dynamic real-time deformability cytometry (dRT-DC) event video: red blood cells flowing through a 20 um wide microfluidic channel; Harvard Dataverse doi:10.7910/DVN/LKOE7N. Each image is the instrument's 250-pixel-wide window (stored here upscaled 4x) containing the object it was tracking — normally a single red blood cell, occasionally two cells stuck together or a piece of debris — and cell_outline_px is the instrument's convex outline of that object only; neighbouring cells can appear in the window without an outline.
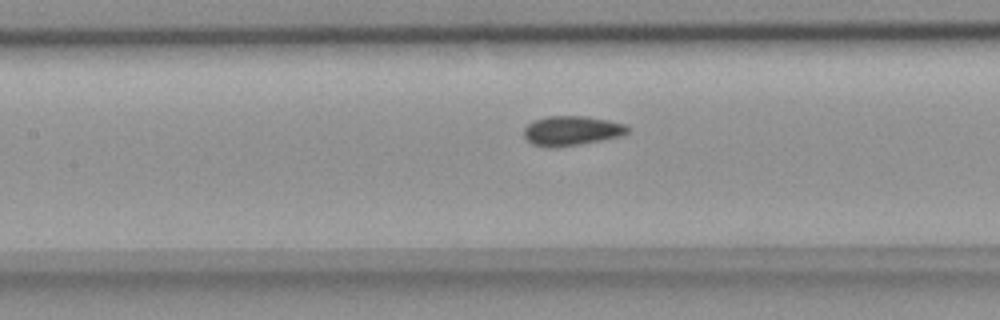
{"species": "common noctule bat (a hibernating species)", "species_latin": "Nyctalus noctula", "temperature_condition": "room temperature", "stored_images_in_passage": 34, "camera_frame_rate_fps": 3000, "um_per_image_px": 0.085, "animal": {"sex": "female", "body_mass_g": 18.4}, "frame": {"image": 1, "passage_image": 15, "time_ms": 4.667, "image_size_px": [1000, 320], "cell_outline_px": [[632, 128], [624, 136], [580, 144], [552, 148], [544, 148], [532, 144], [524, 136], [524, 128], [532, 120], [544, 116], [584, 116], [608, 120], [628, 124]], "centroid_in_image_um": [48.62, 11.11], "position_along_channel_um": 158.8, "area_um2": 18.32}}
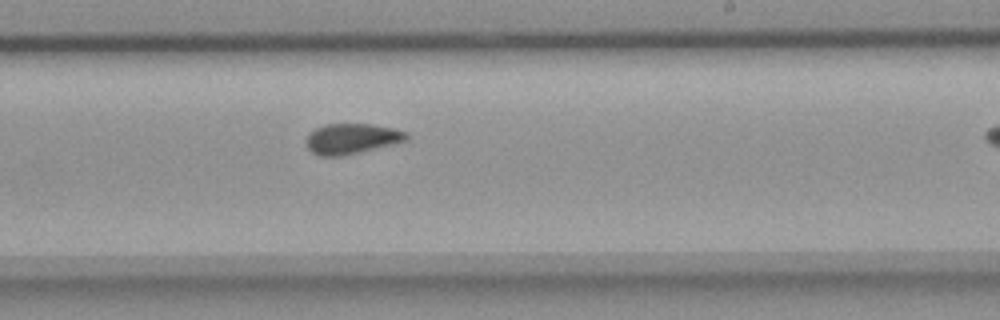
{"frame": {"image": 2, "passage_image": 23, "time_ms": 7.333, "image_size_px": [1000, 320], "cell_outline_px": [[408, 140], [396, 144], [340, 156], [320, 156], [312, 152], [308, 148], [304, 140], [308, 132], [324, 124], [372, 124], [392, 128], [408, 132]], "centroid_in_image_um": [29.88, 11.78], "position_along_channel_um": 259.1, "area_um2": 17.98}}
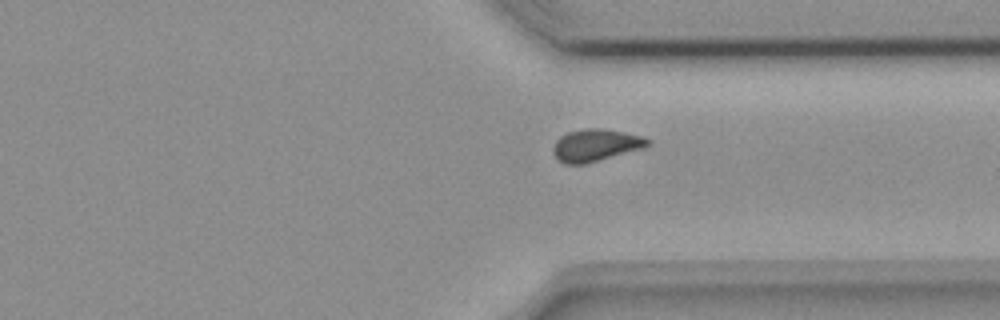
{"frame": {"image": 3, "passage_image": 31, "time_ms": 10.0, "image_size_px": [1000, 320], "cell_outline_px": [[652, 144], [644, 148], [584, 164], [564, 164], [552, 152], [552, 148], [556, 140], [560, 136], [568, 132], [584, 128], [600, 128], [624, 132], [644, 136]], "centroid_in_image_um": [50.64, 12.33], "position_along_channel_um": 360.8, "area_um2": 17.74}}